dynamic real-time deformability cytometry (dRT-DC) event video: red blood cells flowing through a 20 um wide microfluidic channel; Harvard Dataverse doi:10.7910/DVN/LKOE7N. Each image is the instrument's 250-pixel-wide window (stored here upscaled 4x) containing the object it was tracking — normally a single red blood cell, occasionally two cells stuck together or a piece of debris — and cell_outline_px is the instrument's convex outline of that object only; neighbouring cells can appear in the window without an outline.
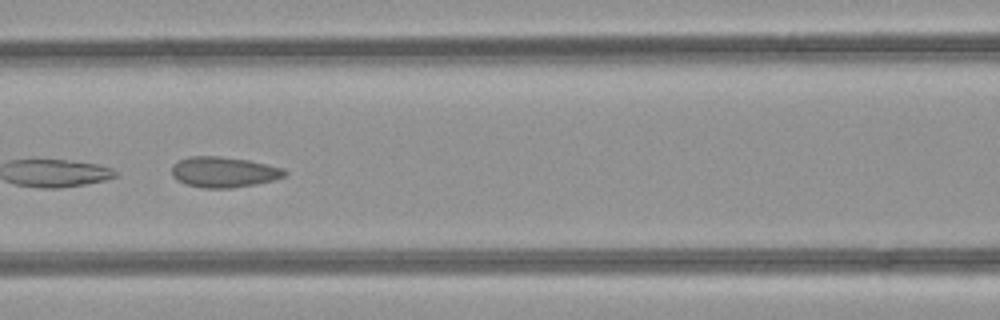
{"species": "common noctule bat (a hibernating species)", "species_latin": "Nyctalus noctula", "temperature_condition": "room temperature", "stored_images_in_passage": 12, "camera_frame_rate_fps": 3000, "um_per_image_px": 0.085, "animal": {"sex": "female", "body_mass_g": 21.9}, "frame": {"image": 1, "passage_image": 10, "time_ms": 3.0, "image_size_px": [1000, 320], "cell_outline_px": [[288, 172], [284, 176], [272, 180], [256, 184], [232, 188], [200, 188], [176, 180], [172, 176], [172, 164], [180, 160], [192, 156], [216, 156], [248, 160], [284, 168]], "centroid_in_image_um": [19.01, 14.63], "position_along_channel_um": 147.6, "area_um2": 20.06}}